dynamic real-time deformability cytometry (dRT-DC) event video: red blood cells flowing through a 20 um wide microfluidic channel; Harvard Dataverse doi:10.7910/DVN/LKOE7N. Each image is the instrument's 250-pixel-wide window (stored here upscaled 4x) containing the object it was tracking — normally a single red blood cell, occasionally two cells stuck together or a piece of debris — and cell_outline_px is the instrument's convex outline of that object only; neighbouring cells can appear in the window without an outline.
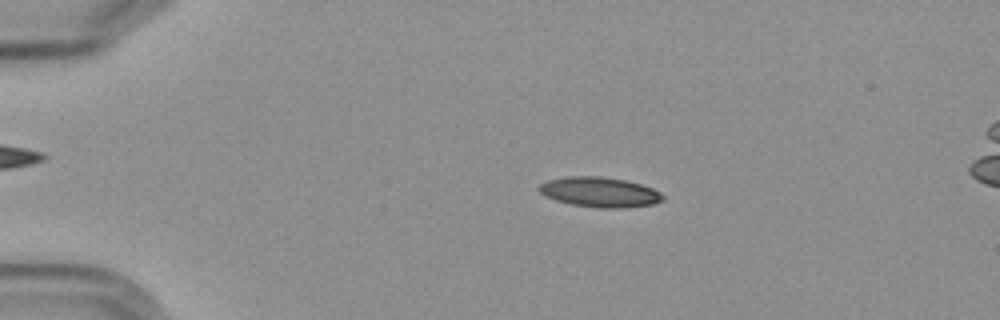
{"species": "Egyptian fruit bat (a non-hibernating species)", "species_latin": "Rousettus aegyptiacus", "temperature_condition": "cold", "stored_images_in_passage": 4, "camera_frame_rate_fps": 3000, "um_per_image_px": 0.085, "frame": {"image": 1, "passage_image": 1, "time_ms": 0.0, "image_size_px": [1000, 320], "cell_outline_px": [[664, 200], [652, 204], [624, 208], [600, 208], [572, 204], [556, 200], [544, 196], [536, 188], [540, 184], [548, 180], [568, 176], [600, 176], [624, 180], [640, 184], [652, 188], [660, 192], [664, 196]], "centroid_in_image_um": [50.96, 16.33], "position_along_channel_um": 34.0, "area_um2": 21.62}}
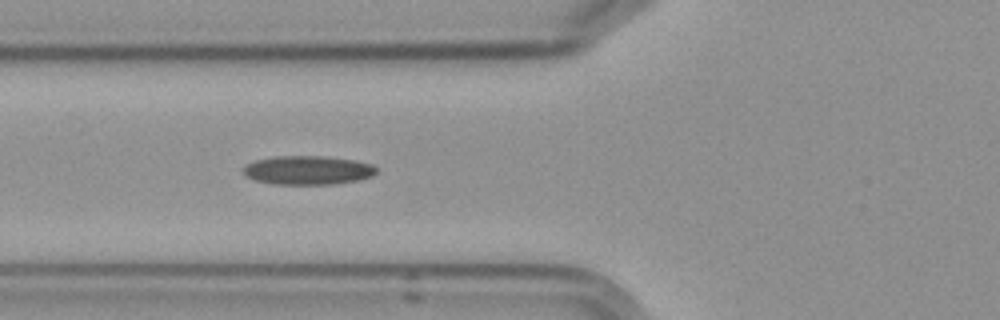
{"frame": {"image": 2, "passage_image": 4, "time_ms": 3.333, "image_size_px": [1000, 320], "cell_outline_px": [[376, 172], [372, 176], [356, 180], [332, 184], [272, 184], [252, 180], [244, 176], [240, 168], [244, 164], [256, 160], [272, 156], [324, 156], [356, 160], [372, 164], [376, 168]], "centroid_in_image_um": [26.07, 14.46], "position_along_channel_um": 99.7, "area_um2": 22.72}}